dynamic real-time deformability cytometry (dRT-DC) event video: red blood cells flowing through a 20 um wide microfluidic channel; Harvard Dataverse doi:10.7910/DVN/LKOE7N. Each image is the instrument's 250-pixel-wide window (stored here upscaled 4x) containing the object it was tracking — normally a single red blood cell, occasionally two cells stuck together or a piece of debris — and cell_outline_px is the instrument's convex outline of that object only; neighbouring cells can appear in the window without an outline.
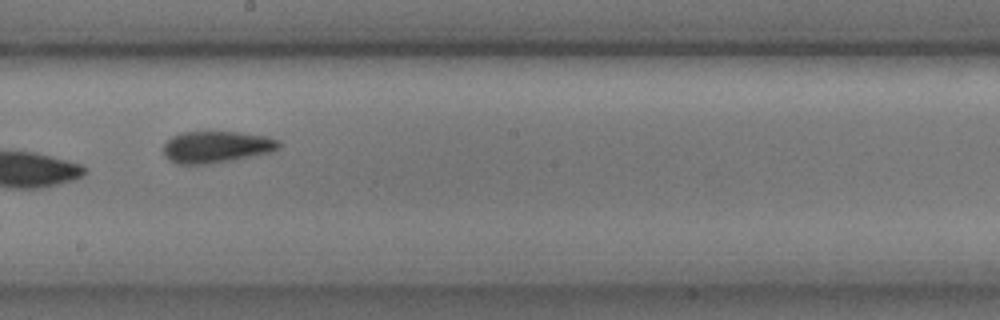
{"species": "common noctule bat (a hibernating species)", "species_latin": "Nyctalus noctula", "temperature_condition": "cold", "stored_images_in_passage": 9, "camera_frame_rate_fps": 3000, "um_per_image_px": 0.085, "animal": {"sex": "male", "body_mass_g": 17.9, "forearm_length_mm": 54.2}, "frame": {"image": 1, "passage_image": 9, "time_ms": 2.667, "image_size_px": [1000, 320], "cell_outline_px": [[280, 148], [272, 152], [232, 160], [208, 164], [176, 164], [168, 160], [164, 156], [164, 144], [172, 136], [180, 132], [240, 132], [268, 136], [280, 140]], "centroid_in_image_um": [18.41, 12.49], "position_along_channel_um": 229.8, "area_um2": 21.56}}